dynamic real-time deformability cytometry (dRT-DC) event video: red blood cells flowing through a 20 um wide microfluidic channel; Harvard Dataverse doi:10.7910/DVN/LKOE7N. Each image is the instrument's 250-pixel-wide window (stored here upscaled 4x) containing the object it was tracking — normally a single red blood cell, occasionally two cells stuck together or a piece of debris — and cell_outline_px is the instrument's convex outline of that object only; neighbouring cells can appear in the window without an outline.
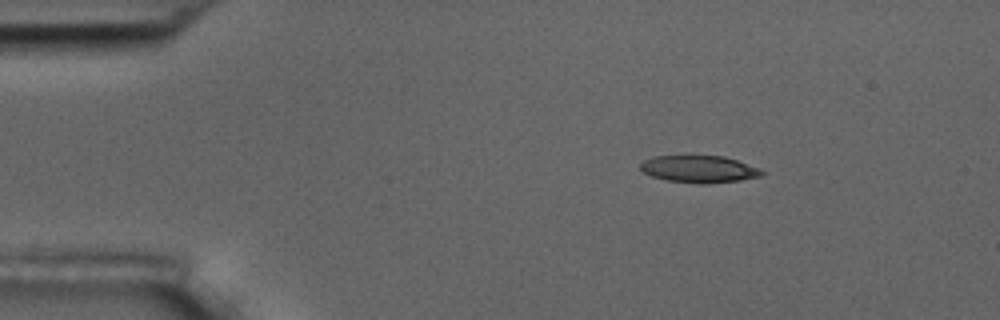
{"species": "common noctule bat (a hibernating species)", "species_latin": "Nyctalus noctula", "temperature_condition": "room temperature", "stored_images_in_passage": 4, "camera_frame_rate_fps": 3000, "um_per_image_px": 0.085, "animal": {"sex": "male", "body_mass_g": 17.5, "forearm_length_mm": 52.3}, "frame": {"image": 1, "passage_image": 2, "time_ms": 1.333, "image_size_px": [1000, 320], "cell_outline_px": [[764, 172], [760, 176], [740, 180], [708, 184], [700, 184], [668, 180], [652, 176], [644, 172], [640, 168], [640, 164], [644, 160], [652, 156], [724, 156], [760, 168]], "centroid_in_image_um": [59.42, 14.37], "position_along_channel_um": 25.6, "area_um2": 19.07}}